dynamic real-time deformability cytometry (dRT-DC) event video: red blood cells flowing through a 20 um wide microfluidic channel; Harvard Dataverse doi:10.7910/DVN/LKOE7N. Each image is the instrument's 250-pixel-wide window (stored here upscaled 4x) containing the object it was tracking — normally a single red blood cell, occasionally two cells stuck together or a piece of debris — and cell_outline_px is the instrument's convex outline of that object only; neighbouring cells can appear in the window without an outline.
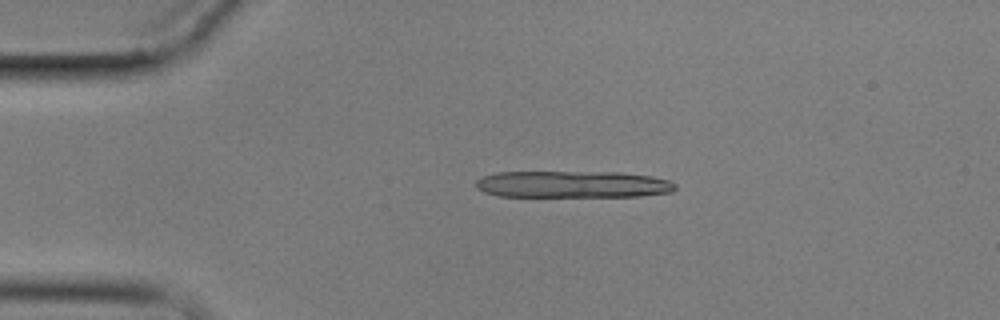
{"species": "common noctule bat (a hibernating species)", "species_latin": "Nyctalus noctula", "temperature_condition": "cold", "stored_images_in_passage": 14, "segment_of_instrument_passage": [1, 2], "camera_frame_rate_fps": 3000, "um_per_image_px": 0.085, "animal": {"sex": "male", "body_mass_g": 17.9}, "frame": {"image": 1, "passage_image": 2, "time_ms": 2.333, "image_size_px": [1000, 320], "cell_outline_px": [[676, 188], [672, 192], [640, 196], [500, 196], [484, 192], [476, 188], [476, 180], [484, 176], [496, 172], [620, 172], [652, 176], [668, 180], [676, 184]], "centroid_in_image_um": [48.69, 15.66], "position_along_channel_um": 36.3, "area_um2": 31.21}}